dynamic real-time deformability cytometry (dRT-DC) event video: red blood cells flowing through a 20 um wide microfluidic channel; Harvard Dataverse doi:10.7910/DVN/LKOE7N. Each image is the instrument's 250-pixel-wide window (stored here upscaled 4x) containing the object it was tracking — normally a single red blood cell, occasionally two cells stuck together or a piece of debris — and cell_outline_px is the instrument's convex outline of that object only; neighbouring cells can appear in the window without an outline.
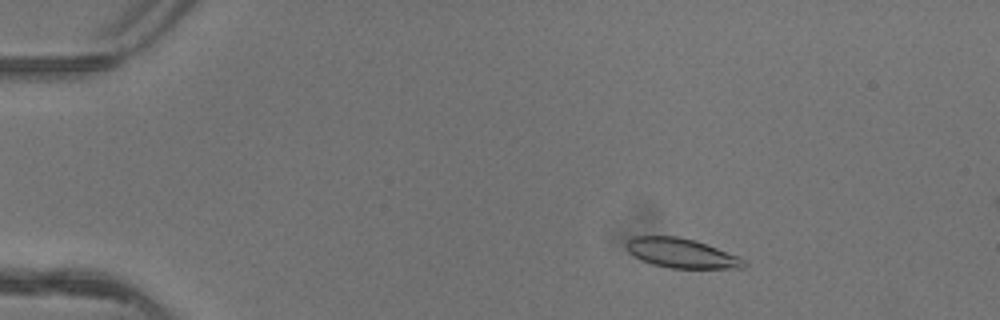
{"species": "common noctule bat (a hibernating species)", "species_latin": "Nyctalus noctula", "temperature_condition": "warm", "stored_images_in_passage": 5, "camera_frame_rate_fps": 3000, "um_per_image_px": 0.085, "animal": {"sex": "female"}, "frame": {"image": 1, "passage_image": 2, "time_ms": 0.333, "image_size_px": [1000, 320], "cell_outline_px": [[748, 264], [744, 268], [668, 268], [652, 264], [628, 252], [624, 244], [632, 236], [676, 236], [696, 240], [740, 256]], "centroid_in_image_um": [57.95, 21.51], "position_along_channel_um": 27.1, "area_um2": 20.35}}